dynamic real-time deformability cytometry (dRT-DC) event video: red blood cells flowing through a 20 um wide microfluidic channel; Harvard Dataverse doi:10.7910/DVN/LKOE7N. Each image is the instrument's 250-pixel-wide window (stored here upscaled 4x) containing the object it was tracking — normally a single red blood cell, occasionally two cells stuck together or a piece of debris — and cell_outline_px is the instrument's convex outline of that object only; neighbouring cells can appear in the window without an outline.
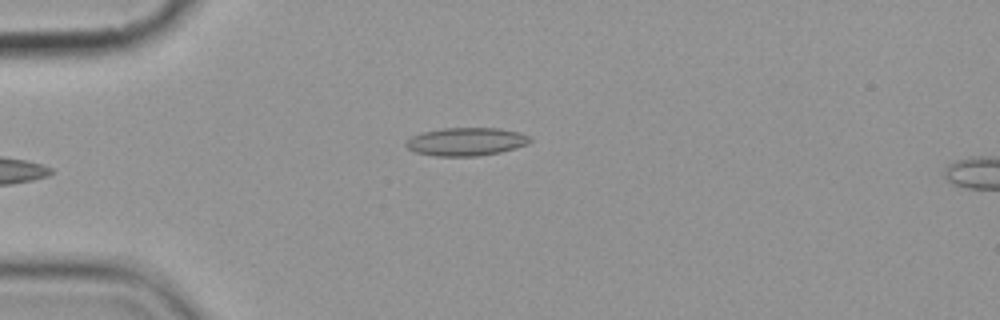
{"species": "common noctule bat (a hibernating species)", "species_latin": "Nyctalus noctula", "temperature_condition": "cold", "stored_images_in_passage": 5, "camera_frame_rate_fps": 3000, "um_per_image_px": 0.085, "animal": {"sex": "female", "body_mass_g": 19.9}, "frame": {"image": 1, "passage_image": 5, "time_ms": 5.0, "image_size_px": [1000, 320], "cell_outline_px": [[532, 140], [528, 144], [516, 148], [500, 152], [476, 156], [436, 156], [416, 152], [408, 148], [404, 144], [412, 136], [424, 132], [440, 128], [500, 128], [520, 132], [528, 136]], "centroid_in_image_um": [39.65, 12.03], "position_along_channel_um": 45.4, "area_um2": 20.29}}